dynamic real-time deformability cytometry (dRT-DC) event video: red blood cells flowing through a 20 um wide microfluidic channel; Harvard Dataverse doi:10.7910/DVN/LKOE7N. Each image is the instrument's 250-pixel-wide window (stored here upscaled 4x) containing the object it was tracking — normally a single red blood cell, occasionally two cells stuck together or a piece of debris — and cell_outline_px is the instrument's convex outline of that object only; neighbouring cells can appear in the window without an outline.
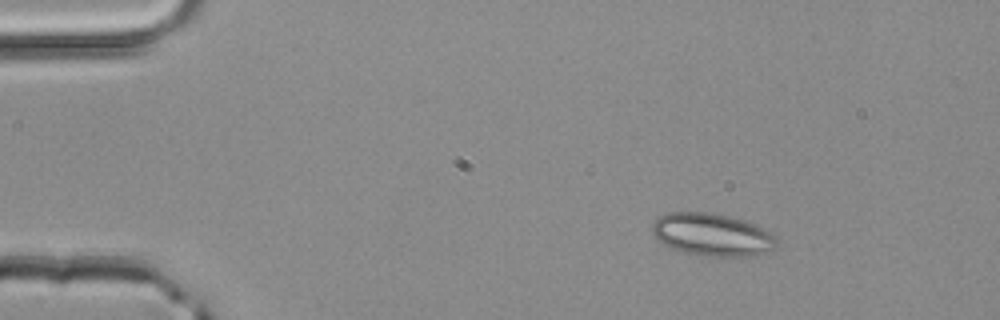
{"species": "common noctule bat (a hibernating species)", "species_latin": "Nyctalus noctula", "temperature_condition": "room temperature", "stored_images_in_passage": 2, "camera_frame_rate_fps": 3000, "um_per_image_px": 0.085, "animal": {"sex": "male", "body_mass_g": 20.4}, "frame": {"image": 1, "passage_image": 1, "time_ms": 0.0, "image_size_px": [1000, 320], "cell_outline_px": [[776, 248], [768, 252], [752, 256], [704, 256], [684, 252], [672, 248], [664, 244], [652, 232], [652, 224], [660, 216], [668, 212], [712, 212], [744, 220], [756, 224], [764, 228], [776, 236]], "centroid_in_image_um": [60.57, 19.94], "position_along_channel_um": 24.4, "area_um2": 30.98}}